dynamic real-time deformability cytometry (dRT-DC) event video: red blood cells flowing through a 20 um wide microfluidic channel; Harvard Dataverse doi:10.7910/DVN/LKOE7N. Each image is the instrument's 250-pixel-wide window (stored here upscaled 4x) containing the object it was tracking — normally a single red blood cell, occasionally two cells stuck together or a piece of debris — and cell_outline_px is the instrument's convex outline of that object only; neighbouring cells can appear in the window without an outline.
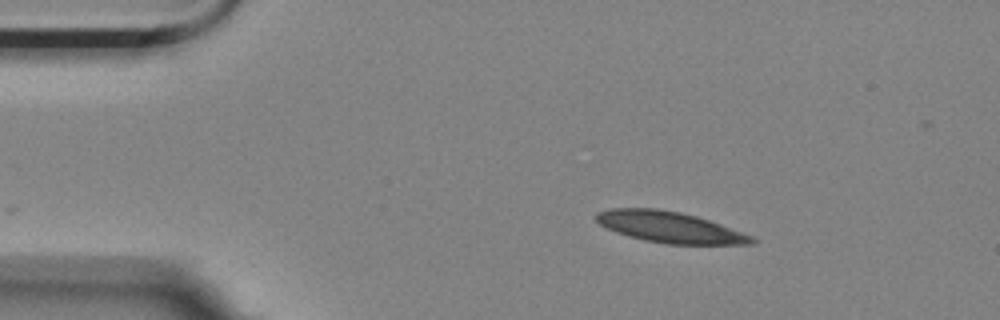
{"species": "Egyptian fruit bat (a non-hibernating species)", "species_latin": "Rousettus aegyptiacus", "temperature_condition": "room temperature", "stored_images_in_passage": 48, "camera_frame_rate_fps": 3000, "um_per_image_px": 0.085, "animal": {"sex": "female"}, "frame": {"image": 1, "passage_image": 1, "time_ms": 0.0, "image_size_px": [1000, 320], "cell_outline_px": [[756, 244], [668, 244], [644, 240], [628, 236], [616, 232], [600, 224], [596, 220], [596, 212], [612, 208], [656, 208], [680, 212], [696, 216], [720, 224], [752, 236], [756, 240]], "centroid_in_image_um": [56.91, 19.31], "position_along_channel_um": 28.1, "area_um2": 27.92}}
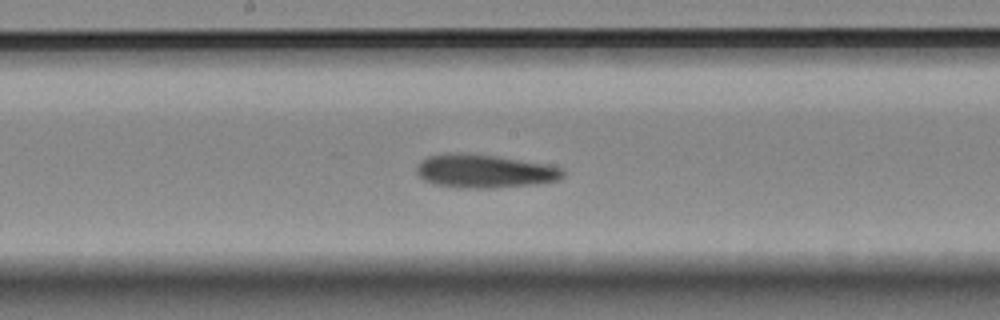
{"frame": {"image": 2, "passage_image": 21, "time_ms": 6.667, "image_size_px": [1000, 320], "cell_outline_px": [[564, 176], [560, 180], [536, 184], [496, 188], [460, 188], [432, 184], [424, 180], [416, 172], [416, 168], [420, 160], [428, 156], [452, 152], [460, 152], [496, 156], [548, 164], [564, 168]], "centroid_in_image_um": [41.19, 14.55], "position_along_channel_um": 207.0, "area_um2": 28.96}}
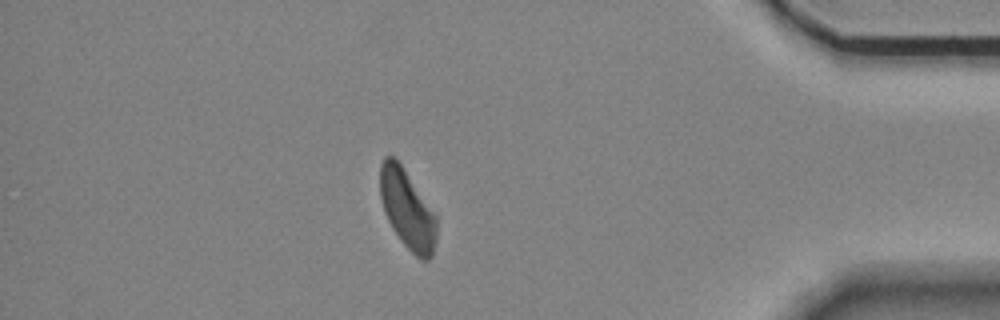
{"frame": {"image": 3, "passage_image": 41, "time_ms": 13.333, "image_size_px": [1000, 320], "cell_outline_px": [[436, 240], [432, 256], [428, 260], [420, 260], [400, 240], [392, 228], [384, 212], [380, 196], [380, 164], [384, 156], [392, 156], [400, 164], [436, 216]], "centroid_in_image_um": [34.6, 17.82], "position_along_channel_um": 400.6, "area_um2": 25.61}, "authors_computed_cell_mechanics": {"area_um2": 27.8596, "velocity_mm_per_s": 3.4862, "shape_relaxation_time_tau1_ms": 9.2195, "shape_relaxation_time_tau2_ms": 4.4366, "deformation_change_tau1": 0.1786, "deformation_change_tau2": 0.1199}}